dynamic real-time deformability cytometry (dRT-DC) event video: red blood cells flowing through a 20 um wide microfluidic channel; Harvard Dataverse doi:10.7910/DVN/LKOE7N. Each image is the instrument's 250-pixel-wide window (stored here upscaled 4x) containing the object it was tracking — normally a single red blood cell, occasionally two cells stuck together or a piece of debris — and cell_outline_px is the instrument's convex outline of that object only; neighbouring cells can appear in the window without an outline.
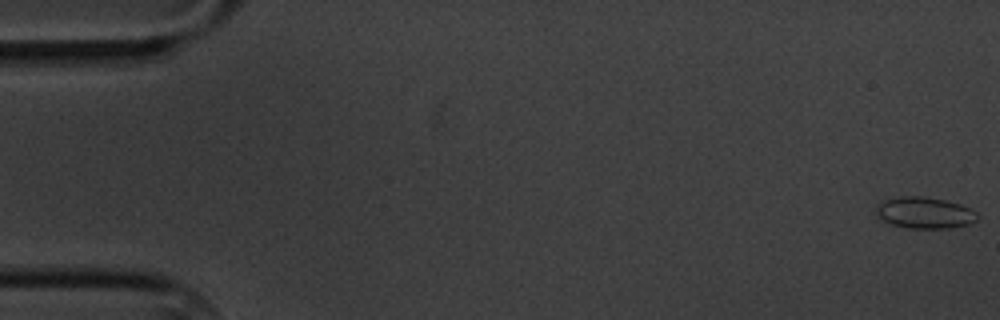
{"species": "common noctule bat (a hibernating species)", "species_latin": "Nyctalus noctula", "temperature_condition": "cold", "stored_images_in_passage": 10, "camera_frame_rate_fps": 3000, "um_per_image_px": 0.085, "animal": {"sex": "male", "body_mass_g": 20.1, "forearm_length_mm": 53.5}, "frame": {"image": 1, "passage_image": 1, "time_ms": 0.0, "image_size_px": [1000, 320], "cell_outline_px": [[976, 220], [968, 224], [948, 228], [908, 228], [892, 224], [876, 216], [876, 208], [884, 200], [900, 196], [924, 196], [944, 200], [960, 204], [976, 212]], "centroid_in_image_um": [78.57, 18.08], "position_along_channel_um": 6.4, "area_um2": 18.26}}
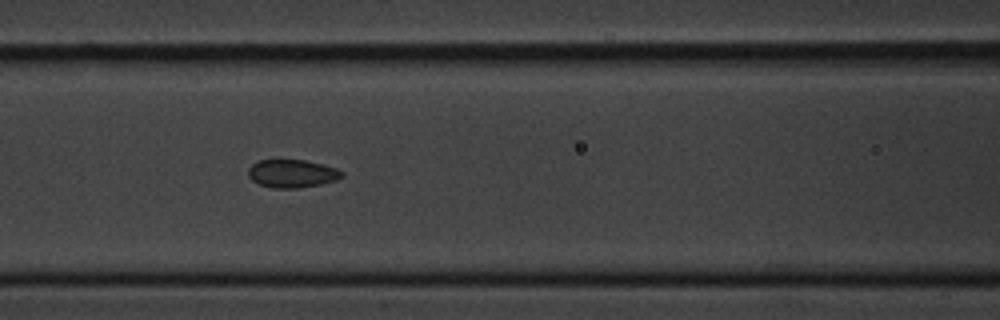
{"frame": {"image": 2, "passage_image": 8, "time_ms": 8.0, "image_size_px": [1000, 320], "cell_outline_px": [[344, 176], [336, 180], [320, 184], [296, 188], [272, 188], [260, 184], [252, 180], [248, 176], [248, 168], [252, 164], [260, 160], [304, 160], [336, 168], [344, 172]], "centroid_in_image_um": [24.82, 14.75], "position_along_channel_um": 141.8, "area_um2": 15.2}}
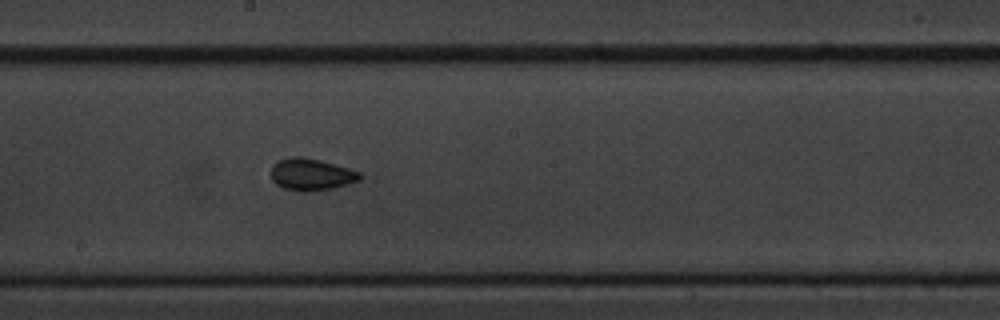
{"frame": {"image": 3, "passage_image": 10, "time_ms": 10.333, "image_size_px": [1000, 320], "cell_outline_px": [[360, 180], [348, 184], [332, 188], [308, 192], [300, 192], [284, 188], [276, 184], [272, 180], [272, 164], [288, 156], [304, 156], [320, 160], [348, 168], [360, 172]], "centroid_in_image_um": [26.43, 14.82], "position_along_channel_um": 221.8, "area_um2": 16.59}}